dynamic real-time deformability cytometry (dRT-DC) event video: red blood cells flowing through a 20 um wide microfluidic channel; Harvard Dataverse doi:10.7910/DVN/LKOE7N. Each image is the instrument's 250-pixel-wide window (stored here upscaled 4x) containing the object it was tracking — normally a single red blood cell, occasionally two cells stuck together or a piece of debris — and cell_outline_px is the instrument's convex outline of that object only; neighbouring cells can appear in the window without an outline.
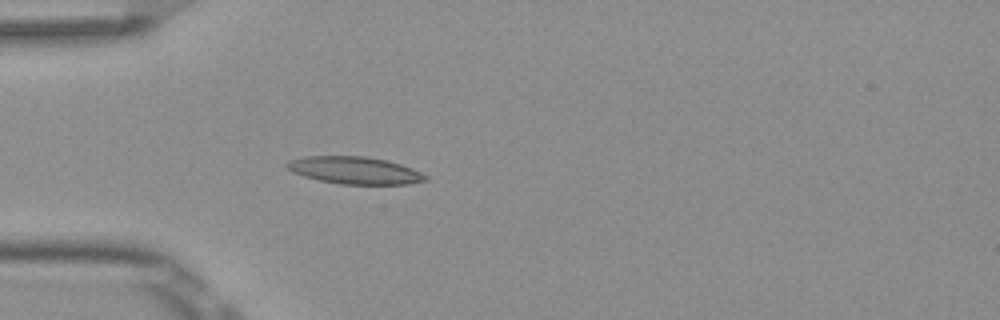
{"species": "Egyptian fruit bat (a non-hibernating species)", "species_latin": "Rousettus aegyptiacus", "temperature_condition": "room temperature", "stored_images_in_passage": 5, "camera_frame_rate_fps": 3000, "um_per_image_px": 0.085, "frame": {"image": 1, "passage_image": 5, "time_ms": 1.333, "image_size_px": [1000, 320], "cell_outline_px": [[428, 180], [408, 184], [340, 184], [320, 180], [304, 176], [292, 172], [284, 164], [288, 160], [304, 156], [364, 156], [384, 160], [400, 164], [412, 168], [428, 176]], "centroid_in_image_um": [30.13, 14.48], "position_along_channel_um": 54.9, "area_um2": 21.96}}